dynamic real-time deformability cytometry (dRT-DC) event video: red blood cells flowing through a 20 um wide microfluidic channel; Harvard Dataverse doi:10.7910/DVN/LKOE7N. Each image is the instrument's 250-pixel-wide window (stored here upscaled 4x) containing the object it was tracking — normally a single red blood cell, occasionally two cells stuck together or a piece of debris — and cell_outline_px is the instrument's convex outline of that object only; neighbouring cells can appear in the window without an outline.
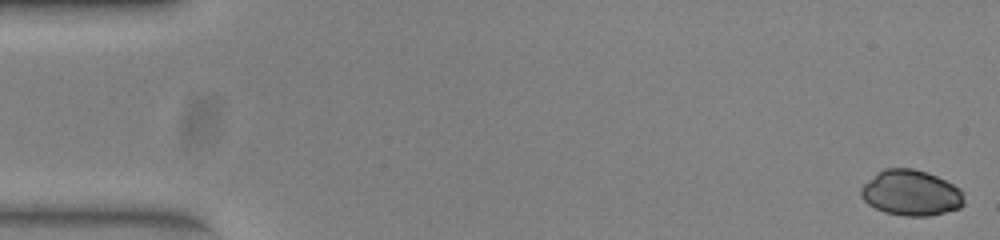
{"species": "common noctule bat (a hibernating species)", "species_latin": "Nyctalus noctula", "temperature_condition": "warm", "stored_images_in_passage": 52, "camera_frame_rate_fps": 3000, "um_per_image_px": 0.085, "animal": {"sex": "female", "body_mass_g": 23.0, "forearm_length_mm": 53.4}, "frame": {"image": 1, "passage_image": 1, "time_ms": 0.0, "image_size_px": [1000, 240], "cell_outline_px": [[964, 204], [960, 208], [928, 216], [904, 216], [884, 212], [868, 204], [860, 196], [860, 188], [876, 172], [884, 168], [912, 168], [928, 172], [960, 188], [964, 192]], "centroid_in_image_um": [77.43, 16.39], "position_along_channel_um": 7.6, "area_um2": 27.57}}
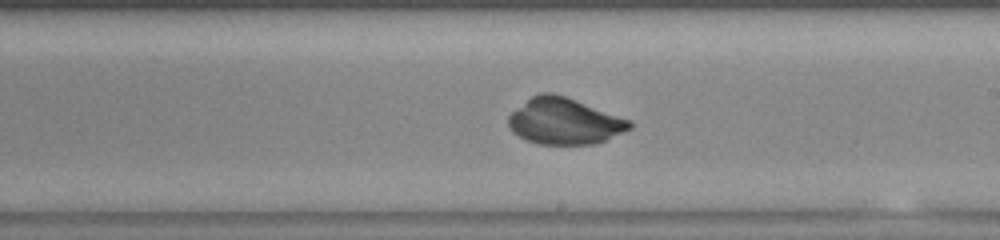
{"frame": {"image": 2, "passage_image": 30, "time_ms": 9.667, "image_size_px": [1000, 240], "cell_outline_px": [[632, 128], [596, 144], [540, 144], [524, 140], [512, 132], [508, 124], [508, 116], [512, 112], [532, 96], [540, 92], [552, 92], [564, 96], [632, 120]], "centroid_in_image_um": [47.97, 10.31], "position_along_channel_um": 241.0, "area_um2": 32.6}}
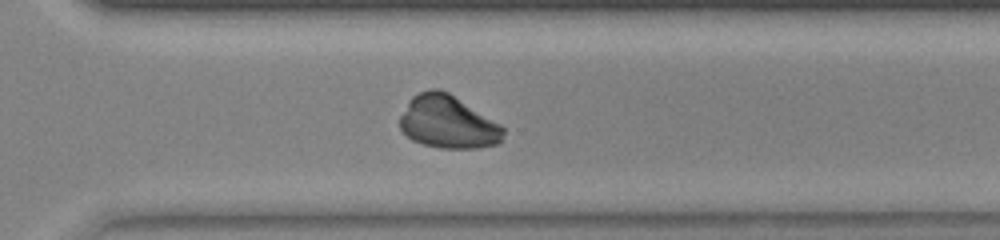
{"frame": {"image": 3, "passage_image": 37, "time_ms": 12.0, "image_size_px": [1000, 240], "cell_outline_px": [[504, 132], [500, 140], [496, 144], [476, 148], [440, 148], [424, 144], [412, 140], [400, 128], [400, 116], [408, 100], [412, 96], [420, 92], [432, 88], [440, 88], [448, 92], [500, 124], [504, 128]], "centroid_in_image_um": [38.04, 10.36], "position_along_channel_um": 332.6, "area_um2": 31.62}}